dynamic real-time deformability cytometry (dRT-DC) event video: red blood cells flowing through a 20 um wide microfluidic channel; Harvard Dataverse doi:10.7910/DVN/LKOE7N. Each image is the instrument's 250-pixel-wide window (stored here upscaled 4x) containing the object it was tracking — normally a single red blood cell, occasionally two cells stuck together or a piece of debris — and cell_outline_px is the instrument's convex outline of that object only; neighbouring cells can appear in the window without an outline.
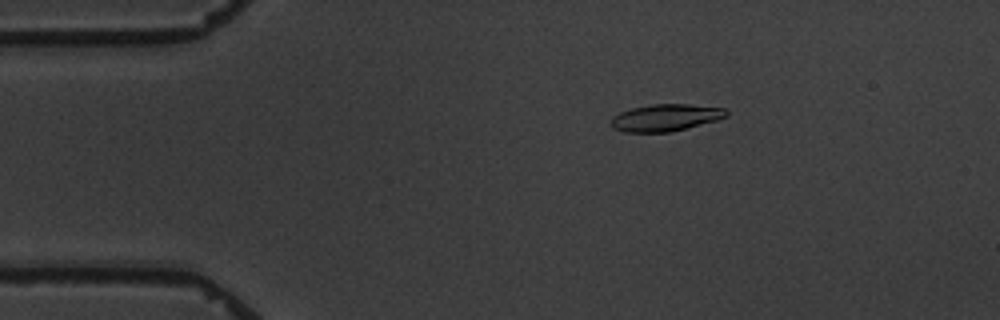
{"species": "common noctule bat (a hibernating species)", "species_latin": "Nyctalus noctula", "temperature_condition": "warm", "stored_images_in_passage": 4, "camera_frame_rate_fps": 3000, "um_per_image_px": 0.085, "animal": {"sex": "male", "body_mass_g": 19.5, "forearm_length_mm": 54.6}, "frame": {"image": 1, "passage_image": 3, "time_ms": 2.333, "image_size_px": [1000, 320], "cell_outline_px": [[728, 116], [716, 120], [668, 132], [624, 132], [612, 128], [612, 116], [620, 112], [632, 108], [652, 104], [688, 104], [728, 108]], "centroid_in_image_um": [56.58, 9.98], "position_along_channel_um": 28.4, "area_um2": 18.03}}